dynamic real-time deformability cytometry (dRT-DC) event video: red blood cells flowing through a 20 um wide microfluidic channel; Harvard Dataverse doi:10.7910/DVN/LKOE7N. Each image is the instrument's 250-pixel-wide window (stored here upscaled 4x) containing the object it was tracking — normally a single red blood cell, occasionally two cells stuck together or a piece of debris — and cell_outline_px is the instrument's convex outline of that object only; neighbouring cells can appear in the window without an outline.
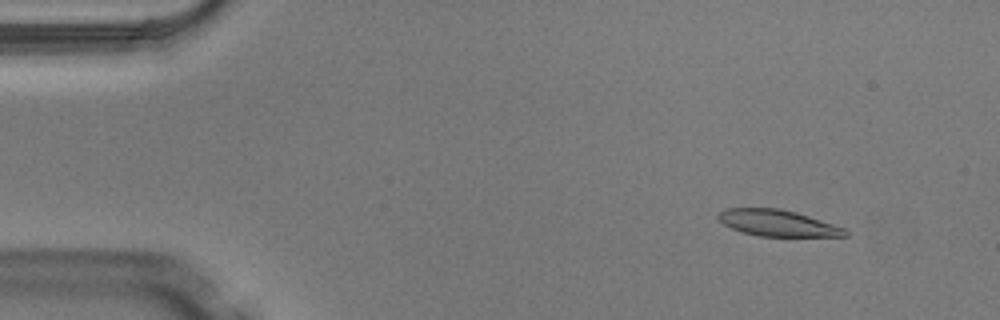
{"species": "Egyptian fruit bat (a non-hibernating species)", "species_latin": "Rousettus aegyptiacus", "temperature_condition": "warm", "stored_images_in_passage": 4, "camera_frame_rate_fps": 3000, "um_per_image_px": 0.085, "animal": {"sex": "male"}, "frame": {"image": 1, "passage_image": 2, "time_ms": 0.333, "image_size_px": [1000, 320], "cell_outline_px": [[848, 236], [760, 236], [744, 232], [732, 228], [724, 224], [716, 216], [720, 212], [728, 208], [780, 208], [796, 212], [844, 228], [848, 232]], "centroid_in_image_um": [66.09, 18.95], "position_along_channel_um": 18.9, "area_um2": 19.13}}
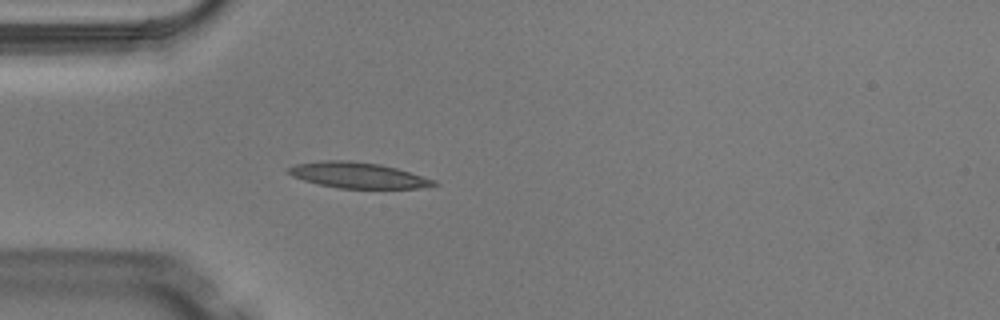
{"frame": {"image": 2, "passage_image": 4, "time_ms": 1.0, "image_size_px": [1000, 320], "cell_outline_px": [[440, 184], [420, 188], [336, 188], [304, 180], [292, 176], [284, 168], [296, 164], [324, 160], [348, 160], [380, 164], [396, 168], [436, 180]], "centroid_in_image_um": [30.41, 14.89], "position_along_channel_um": 54.6, "area_um2": 21.79}}